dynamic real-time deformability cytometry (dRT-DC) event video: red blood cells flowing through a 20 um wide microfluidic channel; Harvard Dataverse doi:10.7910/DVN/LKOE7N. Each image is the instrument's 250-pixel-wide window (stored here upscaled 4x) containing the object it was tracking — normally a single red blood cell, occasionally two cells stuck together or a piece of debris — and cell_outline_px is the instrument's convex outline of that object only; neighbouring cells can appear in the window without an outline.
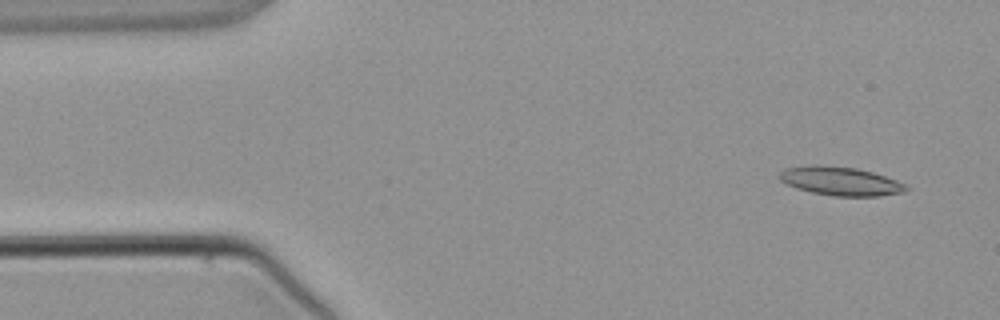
{"species": "common noctule bat (a hibernating species)", "species_latin": "Nyctalus noctula", "temperature_condition": "warm", "stored_images_in_passage": 3, "camera_frame_rate_fps": 3000, "um_per_image_px": 0.085, "animal": {"sex": "male", "body_mass_g": 21.5, "forearm_length_mm": 52.0}, "frame": {"image": 1, "passage_image": 1, "time_ms": 0.0, "image_size_px": [1000, 320], "cell_outline_px": [[908, 188], [904, 192], [880, 196], [836, 196], [812, 192], [796, 188], [780, 180], [780, 172], [784, 168], [812, 164], [820, 164], [856, 168], [872, 172], [896, 180], [904, 184]], "centroid_in_image_um": [71.42, 15.38], "position_along_channel_um": 13.6, "area_um2": 21.1}}
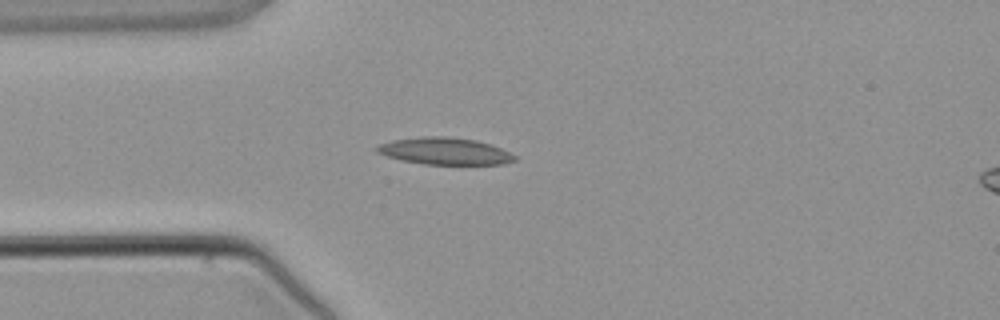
{"frame": {"image": 2, "passage_image": 3, "time_ms": 2.667, "image_size_px": [1000, 320], "cell_outline_px": [[516, 160], [504, 164], [424, 164], [404, 160], [388, 156], [376, 152], [376, 148], [380, 144], [392, 140], [420, 136], [448, 136], [476, 140], [500, 148], [516, 156]], "centroid_in_image_um": [37.81, 12.84], "position_along_channel_um": 47.2, "area_um2": 21.44}}